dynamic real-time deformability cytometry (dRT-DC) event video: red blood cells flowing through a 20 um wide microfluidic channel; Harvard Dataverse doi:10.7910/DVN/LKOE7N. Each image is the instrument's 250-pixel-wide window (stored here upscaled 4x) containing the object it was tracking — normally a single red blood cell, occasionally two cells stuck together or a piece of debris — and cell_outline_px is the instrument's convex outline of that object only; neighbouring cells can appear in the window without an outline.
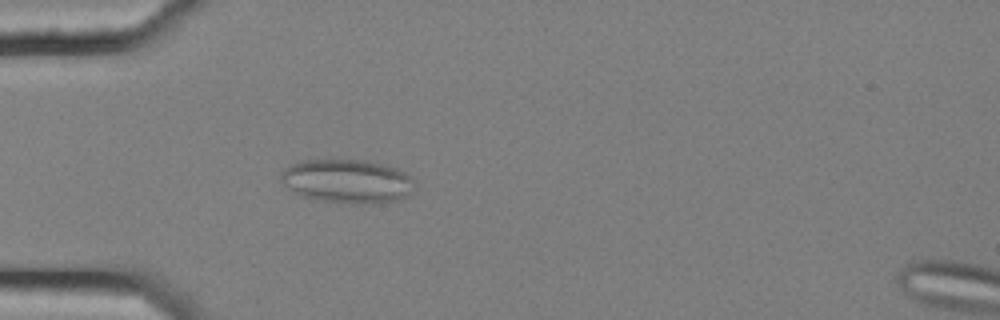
{"species": "common noctule bat (a hibernating species)", "species_latin": "Nyctalus noctula", "temperature_condition": "cold", "stored_images_in_passage": 4, "camera_frame_rate_fps": 3000, "um_per_image_px": 0.085, "animal": {"sex": "female", "body_mass_g": 25.1}, "frame": {"image": 1, "passage_image": 4, "time_ms": 1.0, "image_size_px": [1000, 320], "cell_outline_px": [[416, 180], [412, 192], [408, 196], [400, 200], [380, 204], [344, 204], [316, 200], [300, 196], [292, 192], [280, 180], [280, 172], [284, 168], [292, 164], [304, 160], [364, 160], [388, 164], [404, 172]], "centroid_in_image_um": [29.55, 15.43], "position_along_channel_um": 55.5, "area_um2": 35.08}}